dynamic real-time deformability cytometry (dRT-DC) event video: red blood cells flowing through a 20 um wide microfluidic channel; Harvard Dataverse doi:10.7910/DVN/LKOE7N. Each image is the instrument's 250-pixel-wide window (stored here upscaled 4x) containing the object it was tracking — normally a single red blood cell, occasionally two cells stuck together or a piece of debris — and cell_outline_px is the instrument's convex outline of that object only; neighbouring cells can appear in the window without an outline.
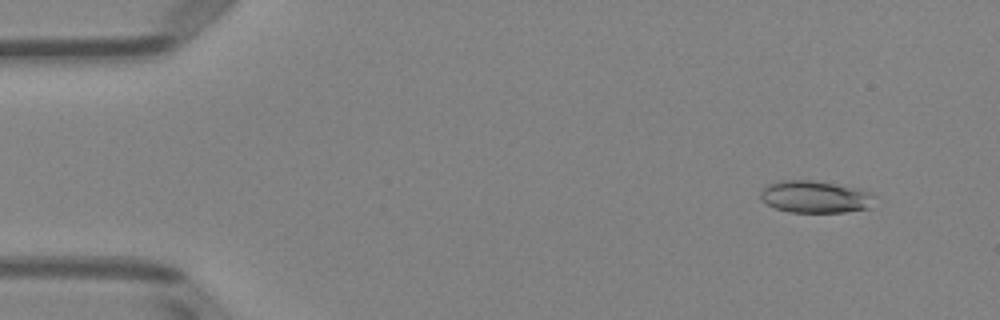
{"species": "Egyptian fruit bat (a non-hibernating species)", "species_latin": "Rousettus aegyptiacus", "temperature_condition": "room temperature", "stored_images_in_passage": 4, "camera_frame_rate_fps": 3000, "um_per_image_px": 0.085, "animal": {"sex": "female"}, "frame": {"image": 1, "passage_image": 2, "time_ms": 1.333, "image_size_px": [1000, 320], "cell_outline_px": [[872, 208], [844, 212], [788, 212], [776, 208], [760, 200], [760, 192], [768, 184], [780, 180], [812, 180], [860, 188], [868, 192], [872, 196]], "centroid_in_image_um": [69.27, 16.73], "position_along_channel_um": 15.7, "area_um2": 21.39}}